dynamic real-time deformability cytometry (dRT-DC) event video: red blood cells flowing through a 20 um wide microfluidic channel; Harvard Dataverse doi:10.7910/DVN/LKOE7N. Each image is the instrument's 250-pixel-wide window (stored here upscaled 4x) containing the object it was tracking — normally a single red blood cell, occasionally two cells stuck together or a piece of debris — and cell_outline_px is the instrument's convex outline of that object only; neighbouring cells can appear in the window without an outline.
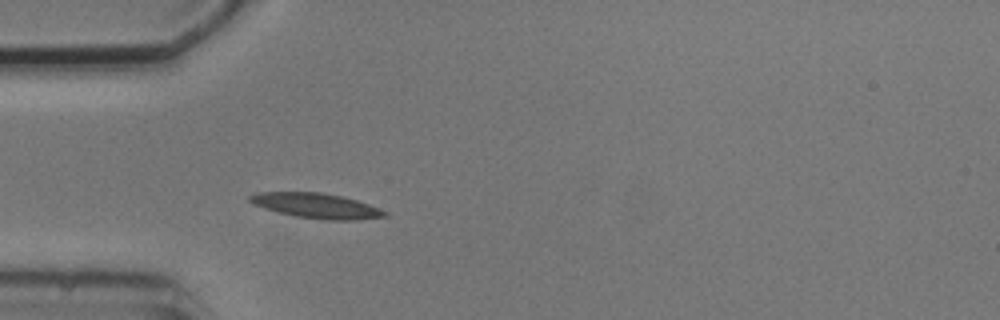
{"species": "common noctule bat (a hibernating species)", "species_latin": "Nyctalus noctula", "temperature_condition": "cold", "stored_images_in_passage": 2, "camera_frame_rate_fps": 3000, "um_per_image_px": 0.085, "animal": {"sex": "male", "body_mass_g": 20.5, "forearm_length_mm": 52.5}, "frame": {"image": 1, "passage_image": 2, "time_ms": 1.333, "image_size_px": [1000, 320], "cell_outline_px": [[388, 216], [352, 220], [324, 220], [296, 216], [264, 208], [248, 200], [248, 196], [256, 192], [320, 192], [340, 196], [356, 200], [368, 204], [388, 212]], "centroid_in_image_um": [26.89, 17.48], "position_along_channel_um": 58.1, "area_um2": 19.42}}